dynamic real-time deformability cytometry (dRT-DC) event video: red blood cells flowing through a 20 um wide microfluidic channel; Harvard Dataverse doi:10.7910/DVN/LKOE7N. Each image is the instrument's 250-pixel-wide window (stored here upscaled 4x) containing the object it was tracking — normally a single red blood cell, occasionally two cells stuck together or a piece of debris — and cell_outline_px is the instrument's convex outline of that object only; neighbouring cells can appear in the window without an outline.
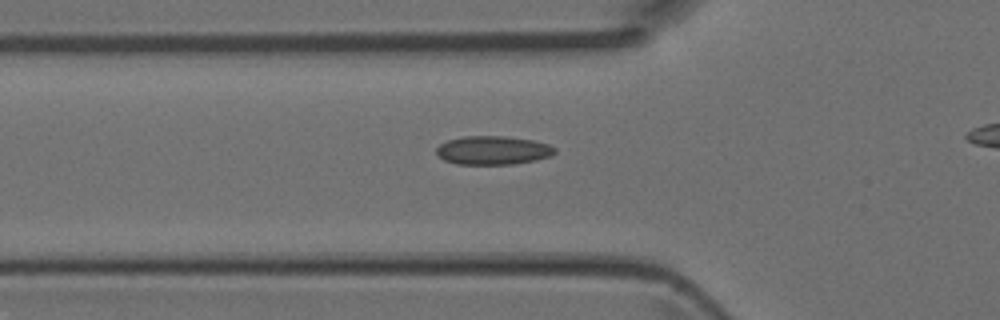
{"species": "Egyptian fruit bat (a non-hibernating species)", "species_latin": "Rousettus aegyptiacus", "temperature_condition": "room temperature", "stored_images_in_passage": 38, "camera_frame_rate_fps": 3000, "um_per_image_px": 0.085, "animal": {"sex": "female"}, "frame": {"image": 1, "passage_image": 14, "time_ms": 4.333, "image_size_px": [1000, 320], "cell_outline_px": [[556, 152], [552, 156], [536, 160], [512, 164], [456, 164], [444, 160], [436, 152], [436, 148], [440, 144], [448, 140], [464, 136], [504, 136], [532, 140], [548, 144], [556, 148]], "centroid_in_image_um": [41.92, 12.78], "position_along_channel_um": 83.9, "area_um2": 19.77}}
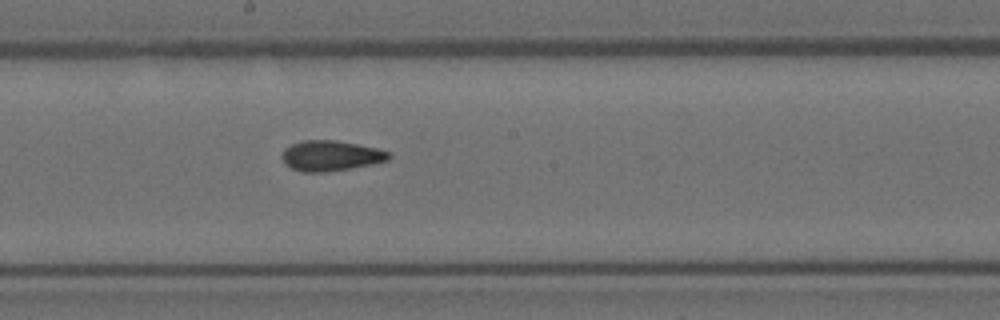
{"frame": {"image": 2, "passage_image": 24, "time_ms": 7.667, "image_size_px": [1000, 320], "cell_outline_px": [[392, 156], [388, 160], [372, 164], [324, 172], [304, 172], [292, 168], [284, 164], [280, 156], [284, 148], [292, 144], [304, 140], [336, 140], [376, 148], [388, 152]], "centroid_in_image_um": [28.07, 13.23], "position_along_channel_um": 220.1, "area_um2": 18.79}}
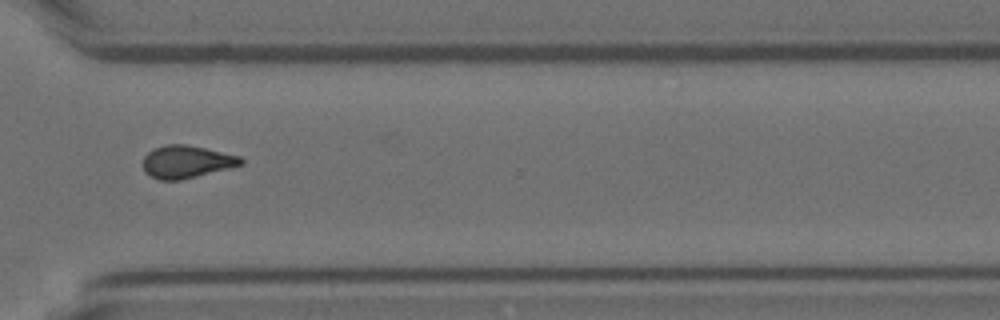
{"frame": {"image": 3, "passage_image": 34, "time_ms": 11.0, "image_size_px": [1000, 320], "cell_outline_px": [[244, 164], [180, 180], [160, 180], [148, 176], [144, 172], [144, 156], [152, 148], [164, 144], [188, 144], [240, 156], [244, 160]], "centroid_in_image_um": [15.82, 13.74], "position_along_channel_um": 354.8, "area_um2": 18.67}}